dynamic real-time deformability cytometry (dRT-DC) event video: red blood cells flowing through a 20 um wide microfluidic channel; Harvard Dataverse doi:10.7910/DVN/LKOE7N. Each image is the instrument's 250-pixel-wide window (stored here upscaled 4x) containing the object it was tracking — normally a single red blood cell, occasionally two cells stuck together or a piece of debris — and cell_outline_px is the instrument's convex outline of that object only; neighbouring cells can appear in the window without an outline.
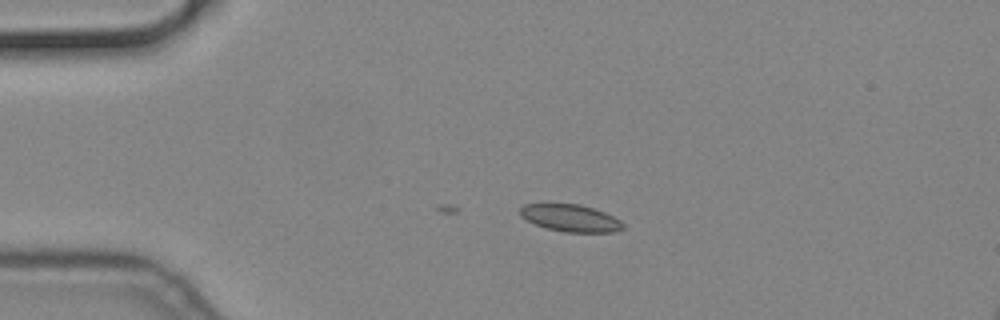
{"species": "common noctule bat (a hibernating species)", "species_latin": "Nyctalus noctula", "temperature_condition": "cold", "stored_images_in_passage": 3, "camera_frame_rate_fps": 3000, "um_per_image_px": 0.085, "animal": {"sex": "male", "body_mass_g": 19.2, "forearm_length_mm": 51.8}, "frame": {"image": 1, "passage_image": 3, "time_ms": 0.667, "image_size_px": [1000, 320], "cell_outline_px": [[624, 228], [616, 232], [564, 232], [548, 228], [536, 224], [520, 216], [520, 208], [524, 204], [580, 204], [604, 212], [620, 220], [624, 224]], "centroid_in_image_um": [48.52, 18.54], "position_along_channel_um": 36.5, "area_um2": 16.13}}